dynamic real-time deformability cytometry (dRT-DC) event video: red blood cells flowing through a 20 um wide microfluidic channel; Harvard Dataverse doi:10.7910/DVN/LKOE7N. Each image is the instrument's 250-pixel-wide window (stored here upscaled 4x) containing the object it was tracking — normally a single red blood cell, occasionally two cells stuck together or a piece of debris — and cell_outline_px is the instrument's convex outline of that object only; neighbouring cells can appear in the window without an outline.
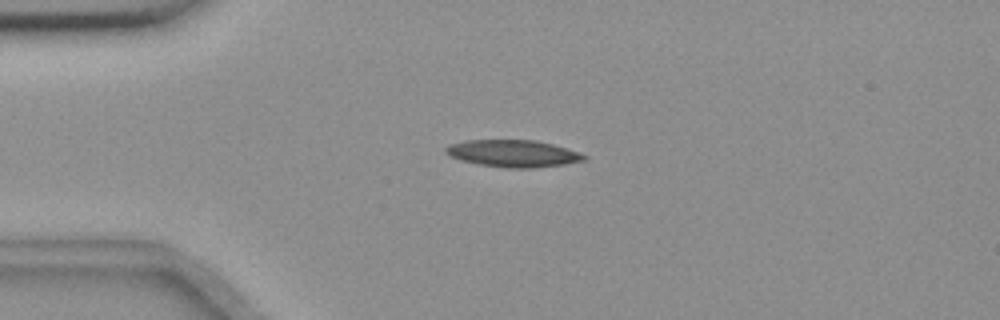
{"species": "common noctule bat (a hibernating species)", "species_latin": "Nyctalus noctula", "temperature_condition": "room temperature", "stored_images_in_passage": 8, "camera_frame_rate_fps": 3000, "um_per_image_px": 0.085, "animal": {"sex": "female", "body_mass_g": 18.4}, "frame": {"image": 1, "passage_image": 3, "time_ms": 2.333, "image_size_px": [1000, 320], "cell_outline_px": [[588, 160], [564, 164], [532, 168], [508, 168], [480, 164], [464, 160], [452, 156], [444, 152], [444, 148], [448, 144], [468, 140], [536, 140], [552, 144], [580, 152], [588, 156]], "centroid_in_image_um": [43.66, 13.04], "position_along_channel_um": 41.3, "area_um2": 21.73}}
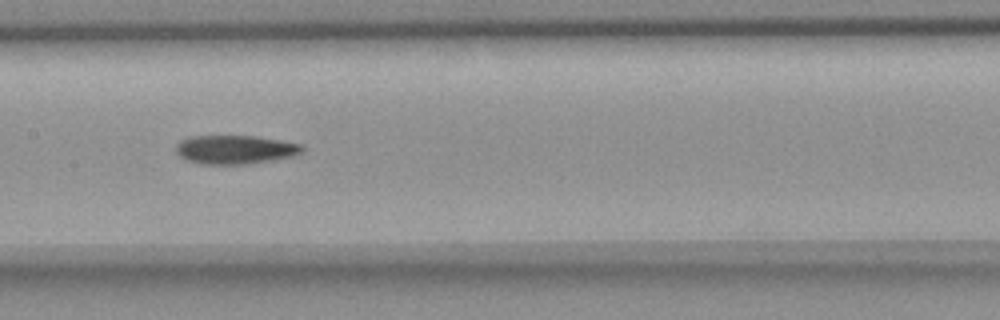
{"frame": {"image": 2, "passage_image": 7, "time_ms": 7.0, "image_size_px": [1000, 320], "cell_outline_px": [[304, 152], [292, 156], [272, 160], [244, 164], [200, 164], [184, 160], [176, 152], [176, 144], [180, 140], [188, 136], [256, 136], [280, 140], [300, 144], [304, 148]], "centroid_in_image_um": [19.95, 12.71], "position_along_channel_um": 187.5, "area_um2": 21.27}}
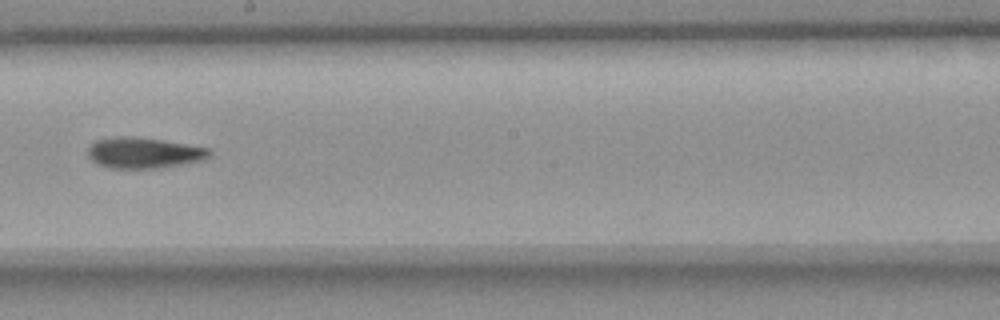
{"frame": {"image": 3, "passage_image": 8, "time_ms": 8.333, "image_size_px": [1000, 320], "cell_outline_px": [[212, 152], [208, 156], [200, 160], [180, 164], [156, 168], [108, 168], [96, 164], [88, 156], [88, 148], [96, 140], [116, 136], [136, 136], [208, 148]], "centroid_in_image_um": [12.15, 12.99], "position_along_channel_um": 236.1, "area_um2": 21.56}}